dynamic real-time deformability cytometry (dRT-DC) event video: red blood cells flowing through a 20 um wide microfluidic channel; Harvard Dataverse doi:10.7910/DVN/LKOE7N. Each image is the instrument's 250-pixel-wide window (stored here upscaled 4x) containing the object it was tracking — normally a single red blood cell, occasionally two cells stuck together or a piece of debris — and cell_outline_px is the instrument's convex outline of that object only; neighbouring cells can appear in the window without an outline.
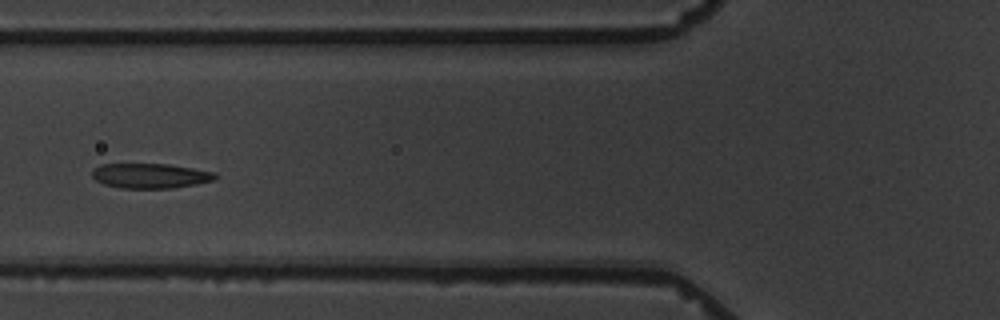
{"species": "common noctule bat (a hibernating species)", "species_latin": "Nyctalus noctula", "temperature_condition": "warm", "stored_images_in_passage": 10, "camera_frame_rate_fps": 3000, "um_per_image_px": 0.085, "animal": {"sex": "male", "body_mass_g": 19.5, "forearm_length_mm": 54.6}, "frame": {"image": 1, "passage_image": 5, "time_ms": 5.333, "image_size_px": [1000, 320], "cell_outline_px": [[220, 176], [216, 180], [196, 184], [172, 188], [120, 188], [104, 184], [96, 180], [92, 176], [92, 172], [100, 164], [168, 164], [216, 172]], "centroid_in_image_um": [12.83, 14.94], "position_along_channel_um": 113.0, "area_um2": 17.92}}
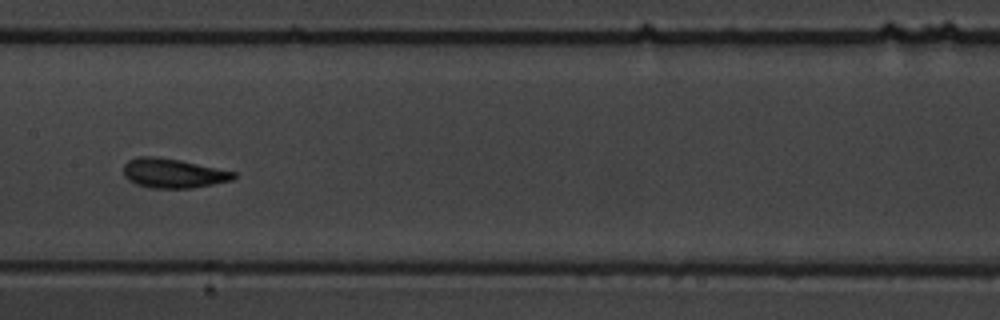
{"frame": {"image": 2, "passage_image": 7, "time_ms": 7.667, "image_size_px": [1000, 320], "cell_outline_px": [[236, 176], [232, 180], [192, 188], [148, 188], [136, 184], [128, 180], [124, 176], [124, 164], [128, 160], [140, 156], [156, 156], [180, 160], [236, 172]], "centroid_in_image_um": [14.69, 14.72], "position_along_channel_um": 192.7, "area_um2": 18.9}}
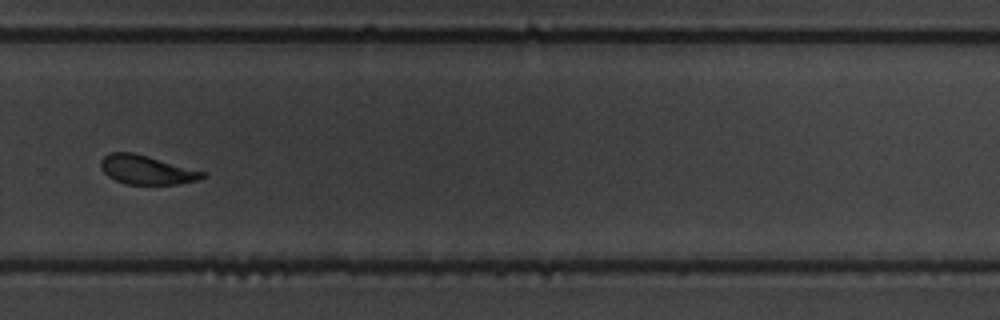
{"frame": {"image": 3, "passage_image": 10, "time_ms": 11.333, "image_size_px": [1000, 320], "cell_outline_px": [[208, 172], [200, 180], [176, 184], [128, 184], [116, 180], [108, 176], [104, 172], [100, 164], [100, 160], [104, 156], [112, 152], [132, 152], [148, 156]], "centroid_in_image_um": [12.49, 14.43], "position_along_channel_um": 317.3, "area_um2": 17.17}}